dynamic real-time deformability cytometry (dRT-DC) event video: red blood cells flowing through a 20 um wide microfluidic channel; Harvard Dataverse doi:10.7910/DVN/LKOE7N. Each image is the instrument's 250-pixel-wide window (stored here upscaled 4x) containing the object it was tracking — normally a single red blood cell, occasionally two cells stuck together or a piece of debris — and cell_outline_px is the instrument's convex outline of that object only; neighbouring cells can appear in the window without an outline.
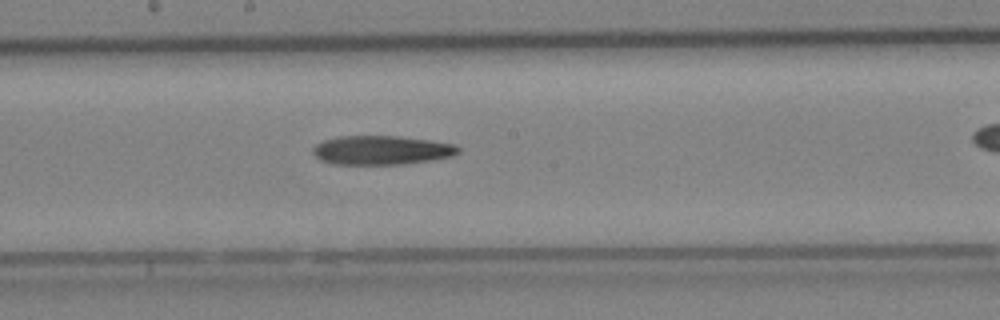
{"species": "Egyptian fruit bat (a non-hibernating species)", "species_latin": "Rousettus aegyptiacus", "temperature_condition": "cold", "stored_images_in_passage": 18, "camera_frame_rate_fps": 3000, "um_per_image_px": 0.085, "animal": {"sex": "female"}, "frame": {"image": 1, "passage_image": 13, "time_ms": 4.0, "image_size_px": [1000, 320], "cell_outline_px": [[460, 152], [452, 156], [436, 160], [404, 164], [332, 164], [320, 160], [312, 152], [312, 148], [316, 144], [324, 140], [340, 136], [396, 136], [432, 140], [456, 144], [460, 148]], "centroid_in_image_um": [32.47, 12.77], "position_along_channel_um": 215.7, "area_um2": 24.85}}